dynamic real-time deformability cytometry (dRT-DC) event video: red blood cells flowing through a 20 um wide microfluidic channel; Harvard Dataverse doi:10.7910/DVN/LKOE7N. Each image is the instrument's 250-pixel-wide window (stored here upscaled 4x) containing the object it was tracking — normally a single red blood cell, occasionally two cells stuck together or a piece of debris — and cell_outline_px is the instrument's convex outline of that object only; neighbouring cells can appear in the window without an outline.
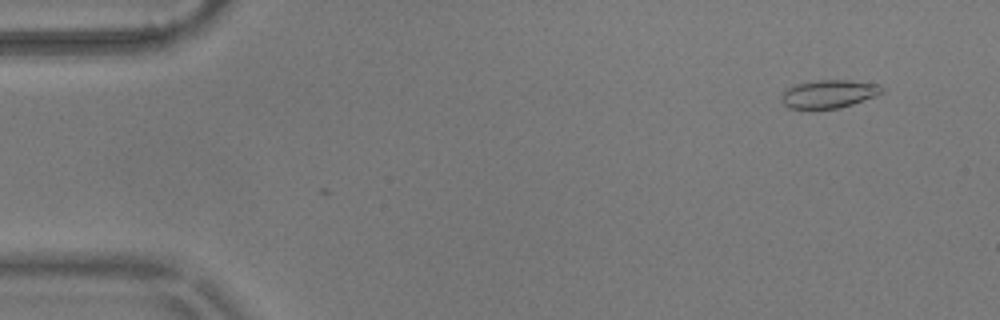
{"species": "common noctule bat (a hibernating species)", "species_latin": "Nyctalus noctula", "temperature_condition": "warm", "stored_images_in_passage": 4, "camera_frame_rate_fps": 3000, "um_per_image_px": 0.085, "animal": {"sex": "male", "body_mass_g": 17.9}, "frame": {"image": 1, "passage_image": 4, "time_ms": 1.0, "image_size_px": [1000, 320], "cell_outline_px": [[884, 92], [876, 96], [840, 108], [812, 112], [788, 108], [780, 100], [780, 96], [784, 88], [796, 84], [816, 80], [848, 80], [880, 84], [884, 88]], "centroid_in_image_um": [70.38, 8.03], "position_along_channel_um": 14.6, "area_um2": 17.4}}